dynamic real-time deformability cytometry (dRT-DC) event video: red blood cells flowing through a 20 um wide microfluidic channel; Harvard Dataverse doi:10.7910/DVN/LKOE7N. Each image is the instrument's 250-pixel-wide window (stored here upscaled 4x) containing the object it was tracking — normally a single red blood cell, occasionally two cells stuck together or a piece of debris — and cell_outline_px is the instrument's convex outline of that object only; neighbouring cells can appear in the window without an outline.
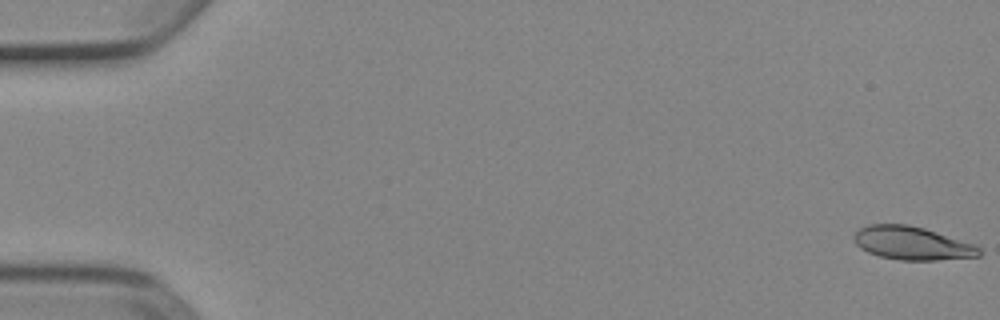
{"species": "Egyptian fruit bat (a non-hibernating species)", "species_latin": "Rousettus aegyptiacus", "temperature_condition": "cold", "stored_images_in_passage": 53, "camera_frame_rate_fps": 3000, "um_per_image_px": 0.085, "animal": {"sex": "female"}, "frame": {"image": 1, "passage_image": 1, "time_ms": 0.0, "image_size_px": [1000, 320], "cell_outline_px": [[980, 256], [936, 260], [900, 260], [880, 256], [868, 252], [860, 248], [856, 244], [852, 236], [860, 228], [868, 224], [908, 224], [924, 228], [976, 244], [980, 248]], "centroid_in_image_um": [77.52, 20.66], "position_along_channel_um": 7.5, "area_um2": 24.33}}
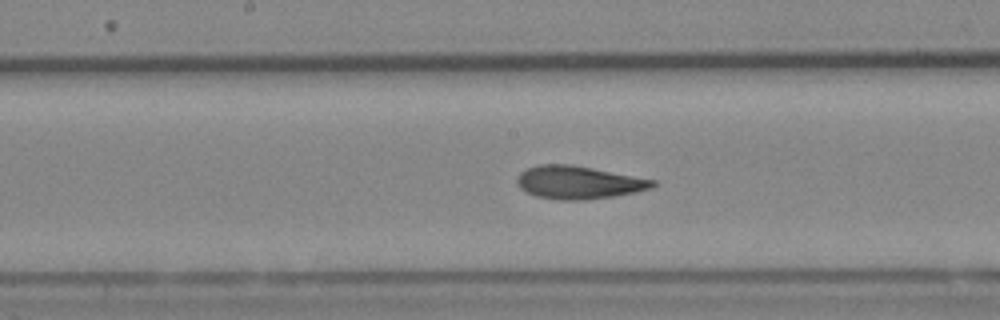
{"frame": {"image": 2, "passage_image": 28, "time_ms": 9.0, "image_size_px": [1000, 320], "cell_outline_px": [[656, 184], [652, 188], [636, 192], [612, 196], [584, 200], [560, 200], [536, 196], [520, 188], [516, 180], [520, 172], [528, 168], [540, 164], [568, 164], [592, 168], [656, 180]], "centroid_in_image_um": [49.18, 15.51], "position_along_channel_um": 199.0, "area_um2": 25.84}}
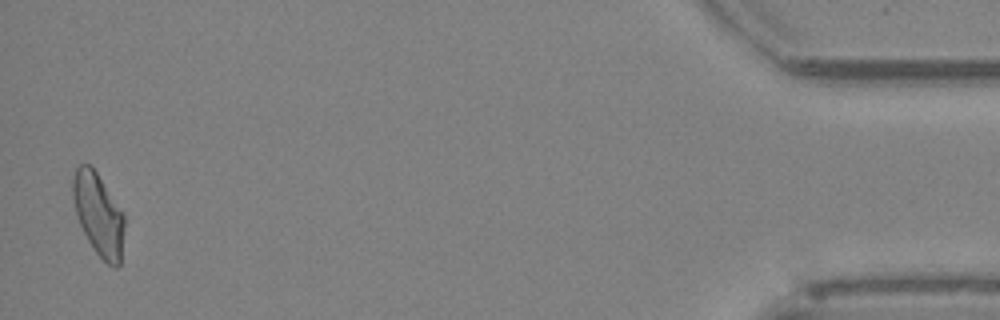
{"frame": {"image": 3, "passage_image": 52, "time_ms": 17.0, "image_size_px": [1000, 320], "cell_outline_px": [[124, 224], [120, 264], [116, 268], [112, 268], [96, 252], [88, 240], [80, 224], [76, 212], [72, 196], [72, 180], [76, 168], [80, 164], [88, 164], [96, 172], [124, 212]], "centroid_in_image_um": [8.37, 18.22], "position_along_channel_um": 426.8, "area_um2": 24.51}, "authors_computed_cell_mechanics": {"area_um2": 25.0274, "velocity_mm_per_s": 3.8982, "shape_relaxation_time_tau1_ms": 4.5631, "shape_relaxation_time_tau2_ms": 2.6806, "deformation_change_tau1": 0.1588, "deformation_change_tau2": 0.0922}}